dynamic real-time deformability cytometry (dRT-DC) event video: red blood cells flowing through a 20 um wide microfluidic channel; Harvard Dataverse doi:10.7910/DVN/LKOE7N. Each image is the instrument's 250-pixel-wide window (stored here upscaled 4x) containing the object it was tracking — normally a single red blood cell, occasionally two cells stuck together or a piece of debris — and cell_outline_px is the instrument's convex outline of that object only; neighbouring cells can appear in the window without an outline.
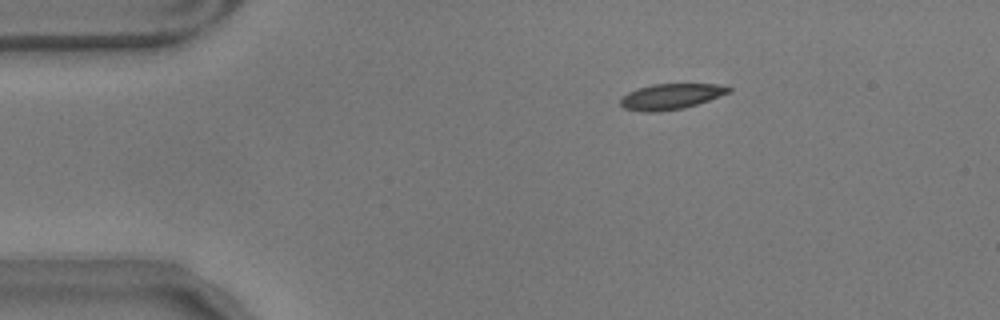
{"species": "common noctule bat (a hibernating species)", "species_latin": "Nyctalus noctula", "temperature_condition": "warm", "stored_images_in_passage": 48, "camera_frame_rate_fps": 3000, "um_per_image_px": 0.085, "animal": {"sex": "male", "body_mass_g": 17.9}, "frame": {"image": 1, "passage_image": 1, "time_ms": 0.0, "image_size_px": [1000, 320], "cell_outline_px": [[732, 92], [684, 108], [660, 112], [644, 112], [624, 108], [620, 104], [620, 100], [628, 92], [636, 88], [652, 84], [716, 84], [732, 88]], "centroid_in_image_um": [57.01, 8.2], "position_along_channel_um": 28.0, "area_um2": 16.18}}
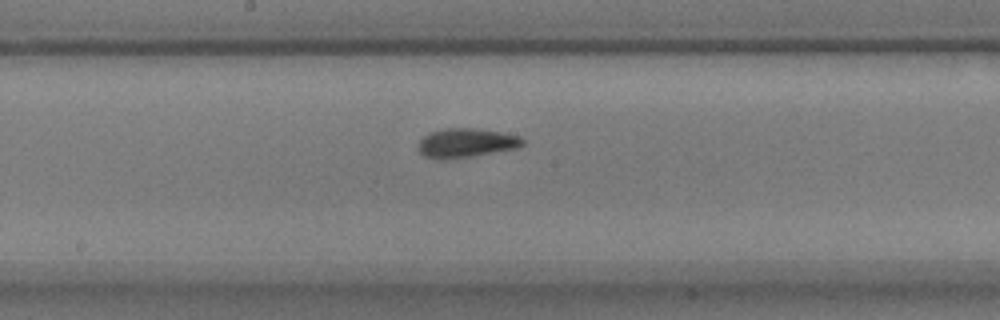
{"frame": {"image": 2, "passage_image": 21, "time_ms": 6.667, "image_size_px": [1000, 320], "cell_outline_px": [[524, 144], [516, 148], [472, 156], [424, 156], [416, 148], [420, 140], [428, 132], [444, 128], [472, 128], [504, 132], [520, 136], [524, 140]], "centroid_in_image_um": [39.66, 12.09], "position_along_channel_um": 208.5, "area_um2": 17.17}}
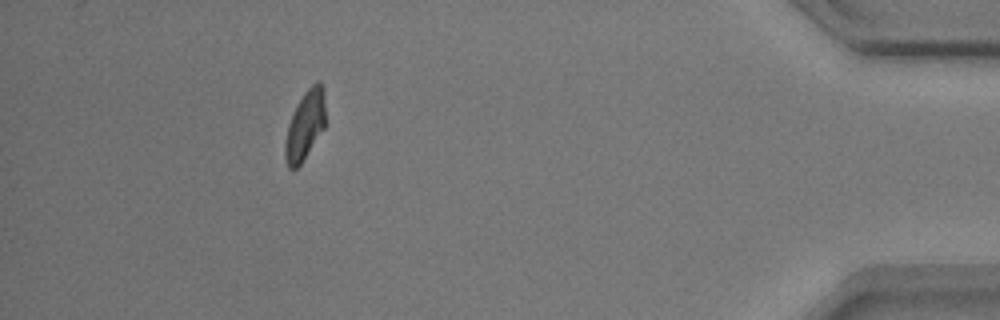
{"frame": {"image": 3, "passage_image": 43, "time_ms": 14.0, "image_size_px": [1000, 320], "cell_outline_px": [[324, 128], [300, 164], [296, 168], [288, 168], [284, 156], [284, 144], [288, 124], [304, 92], [316, 80], [324, 88]], "centroid_in_image_um": [25.91, 10.66], "position_along_channel_um": 409.3, "area_um2": 15.84}, "authors_computed_cell_mechanics": {"area_um2": 16.9643, "velocity_mm_per_s": 3.5154, "shape_relaxation_time_tau1_ms": 3.2439, "shape_relaxation_time_tau2_ms": 2.2652, "deformation_change_tau1": 0.1189, "deformation_change_tau2": 0.0692}}